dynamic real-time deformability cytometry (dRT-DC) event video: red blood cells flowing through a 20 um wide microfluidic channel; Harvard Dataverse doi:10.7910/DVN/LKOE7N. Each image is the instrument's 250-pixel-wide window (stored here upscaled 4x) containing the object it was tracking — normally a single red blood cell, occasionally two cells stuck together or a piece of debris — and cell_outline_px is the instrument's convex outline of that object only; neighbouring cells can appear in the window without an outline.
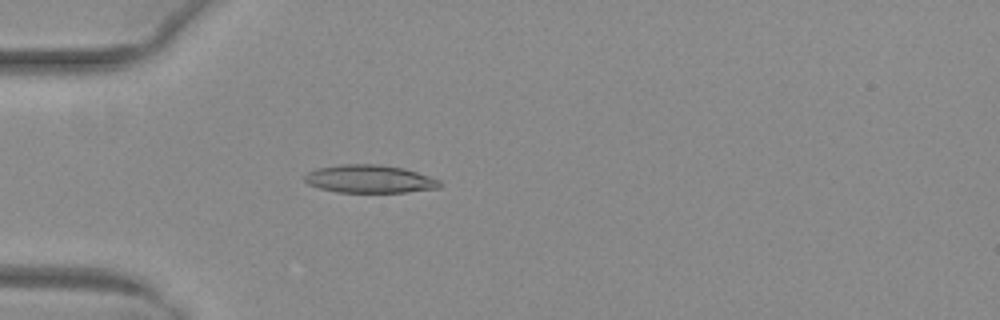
{"species": "common noctule bat (a hibernating species)", "species_latin": "Nyctalus noctula", "temperature_condition": "warm", "stored_images_in_passage": 43, "camera_frame_rate_fps": 3000, "um_per_image_px": 0.085, "animal": {"sex": "female", "body_mass_g": 29.2, "forearm_length_mm": 56.3}, "frame": {"image": 1, "passage_image": 7, "time_ms": 2.0, "image_size_px": [1000, 320], "cell_outline_px": [[440, 188], [404, 192], [336, 192], [320, 188], [308, 184], [304, 180], [304, 176], [308, 172], [316, 168], [340, 164], [376, 164], [404, 168], [440, 180]], "centroid_in_image_um": [31.39, 15.21], "position_along_channel_um": 53.6, "area_um2": 21.96}}
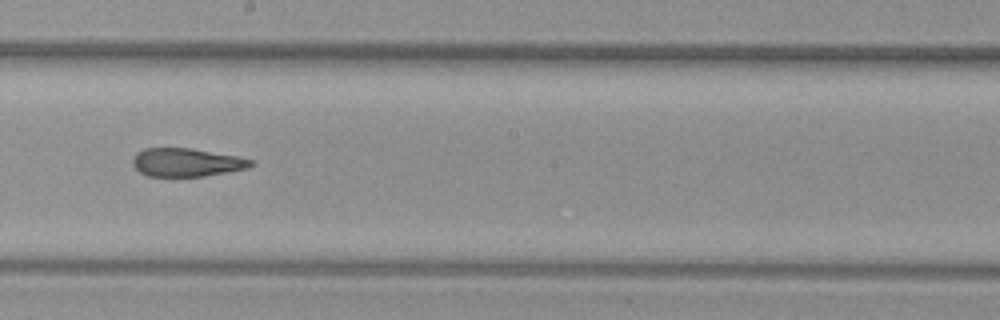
{"frame": {"image": 2, "passage_image": 21, "time_ms": 6.667, "image_size_px": [1000, 320], "cell_outline_px": [[256, 164], [248, 168], [204, 176], [148, 176], [140, 172], [132, 164], [132, 160], [136, 152], [144, 148], [188, 148], [236, 156], [256, 160]], "centroid_in_image_um": [15.87, 13.8], "position_along_channel_um": 232.3, "area_um2": 19.48}}
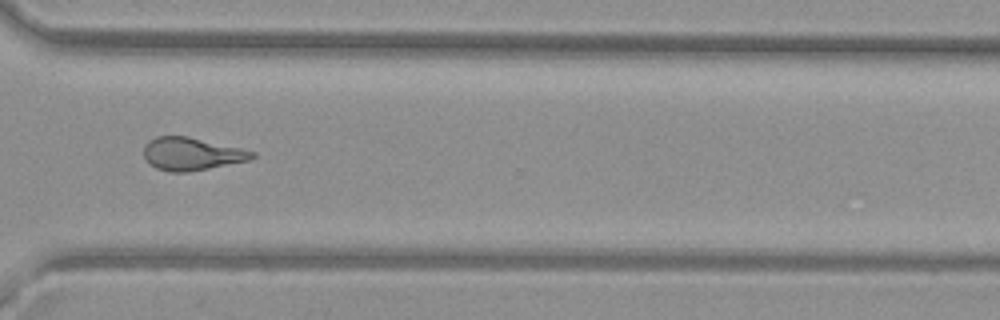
{"frame": {"image": 3, "passage_image": 30, "time_ms": 9.667, "image_size_px": [1000, 320], "cell_outline_px": [[256, 156], [248, 160], [188, 172], [168, 172], [156, 168], [148, 164], [144, 156], [144, 144], [148, 140], [156, 136], [188, 136], [240, 148], [256, 152]], "centroid_in_image_um": [16.23, 13.08], "position_along_channel_um": 354.4, "area_um2": 20.69}, "authors_computed_cell_mechanics": {"area_um2": 20.9236, "velocity_mm_per_s": 4.0669, "shape_relaxation_time_tau1_ms": 8.9525, "shape_relaxation_time_tau2_ms": 2.3507, "deformation_change_tau1": 0.2662, "deformation_change_tau2": 0.1289}}